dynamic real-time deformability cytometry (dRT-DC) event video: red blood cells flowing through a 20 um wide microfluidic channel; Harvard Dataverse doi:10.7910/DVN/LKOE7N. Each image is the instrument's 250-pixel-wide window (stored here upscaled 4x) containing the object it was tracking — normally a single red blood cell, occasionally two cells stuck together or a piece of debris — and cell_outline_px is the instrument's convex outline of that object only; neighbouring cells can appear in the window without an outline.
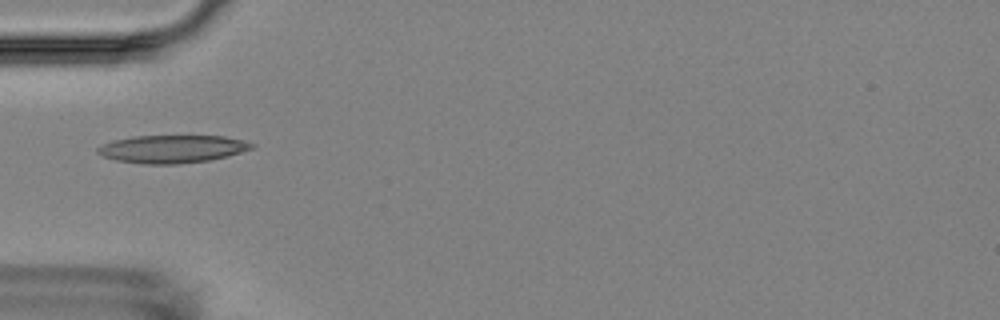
{"species": "Egyptian fruit bat (a non-hibernating species)", "species_latin": "Rousettus aegyptiacus", "temperature_condition": "room temperature", "stored_images_in_passage": 3, "camera_frame_rate_fps": 3000, "um_per_image_px": 0.085, "animal": {"sex": "female"}, "frame": {"image": 1, "passage_image": 2, "time_ms": 1.0, "image_size_px": [1000, 320], "cell_outline_px": [[256, 148], [228, 156], [212, 160], [176, 164], [144, 164], [116, 160], [100, 156], [96, 152], [96, 148], [112, 140], [132, 136], [224, 136], [244, 140], [256, 144]], "centroid_in_image_um": [14.66, 12.66], "position_along_channel_um": 70.3, "area_um2": 25.32}}